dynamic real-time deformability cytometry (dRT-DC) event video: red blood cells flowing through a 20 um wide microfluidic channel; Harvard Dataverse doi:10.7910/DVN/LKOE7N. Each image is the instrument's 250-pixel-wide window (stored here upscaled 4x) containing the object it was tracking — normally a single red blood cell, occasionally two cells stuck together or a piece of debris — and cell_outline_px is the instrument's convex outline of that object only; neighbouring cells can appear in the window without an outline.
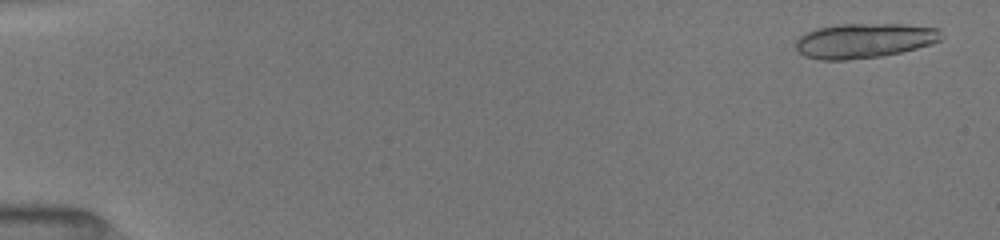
{"species": "common noctule bat (a hibernating species)", "species_latin": "Nyctalus noctula", "temperature_condition": "room temperature", "stored_images_in_passage": 17, "camera_frame_rate_fps": 3000, "um_per_image_px": 0.085, "animal": {"sex": "female", "body_mass_g": 19.5, "forearm_length_mm": 54.1}, "frame": {"image": 1, "passage_image": 2, "time_ms": 0.333, "image_size_px": [1000, 240], "cell_outline_px": [[944, 36], [940, 40], [932, 44], [900, 52], [880, 56], [848, 60], [820, 60], [804, 56], [796, 48], [796, 40], [800, 36], [816, 28], [840, 24], [900, 24], [936, 28]], "centroid_in_image_um": [73.44, 3.46], "position_along_channel_um": 11.6, "area_um2": 29.36}}